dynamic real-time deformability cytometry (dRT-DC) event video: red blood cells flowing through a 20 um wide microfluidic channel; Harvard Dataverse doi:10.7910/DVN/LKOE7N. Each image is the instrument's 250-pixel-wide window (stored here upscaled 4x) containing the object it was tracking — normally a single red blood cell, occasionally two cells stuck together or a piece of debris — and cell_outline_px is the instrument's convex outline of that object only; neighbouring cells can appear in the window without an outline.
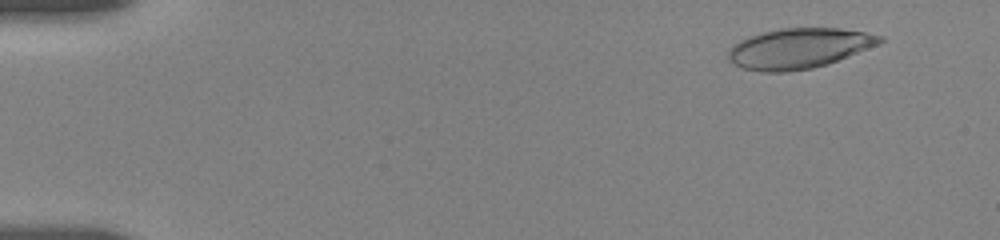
{"species": "human", "species_latin": "Homo sapiens", "temperature_condition": "room temperature", "stored_images_in_passage": 52, "camera_frame_rate_fps": 3000, "um_per_image_px": 0.085, "donor": {"sex": "female"}, "frame": {"image": 1, "passage_image": 7, "time_ms": 1.333, "image_size_px": [1000, 240], "cell_outline_px": [[884, 40], [880, 44], [836, 60], [812, 68], [788, 72], [764, 72], [744, 68], [728, 60], [728, 52], [732, 44], [748, 36], [780, 28], [840, 28], [864, 32], [884, 36]], "centroid_in_image_um": [67.89, 4.1], "position_along_channel_um": 17.1, "area_um2": 35.32}}
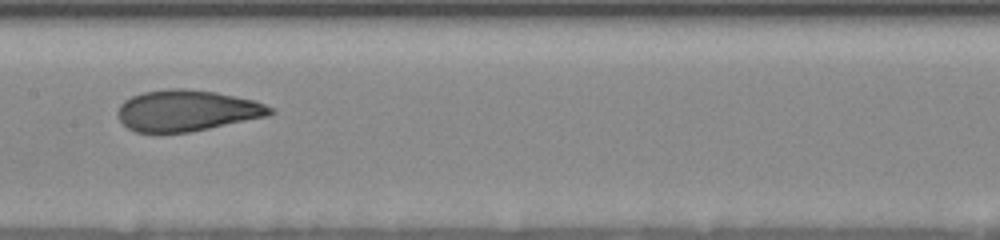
{"frame": {"image": 2, "passage_image": 32, "time_ms": 9.333, "image_size_px": [1000, 240], "cell_outline_px": [[276, 112], [268, 116], [188, 132], [136, 132], [128, 128], [120, 120], [116, 112], [120, 104], [124, 100], [132, 96], [144, 92], [168, 88], [184, 88], [216, 92], [256, 100], [272, 108]], "centroid_in_image_um": [15.89, 9.39], "position_along_channel_um": 191.5, "area_um2": 36.47}}
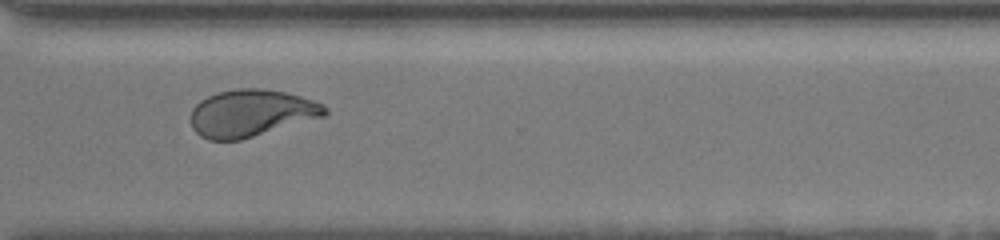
{"frame": {"image": 3, "passage_image": 51, "time_ms": 13.667, "image_size_px": [1000, 240], "cell_outline_px": [[328, 112], [324, 116], [240, 140], [208, 140], [200, 136], [192, 128], [188, 116], [192, 108], [200, 100], [216, 92], [236, 88], [260, 88], [284, 92], [300, 96], [324, 104], [328, 108]], "centroid_in_image_um": [21.3, 9.61], "position_along_channel_um": 349.3, "area_um2": 36.99}}